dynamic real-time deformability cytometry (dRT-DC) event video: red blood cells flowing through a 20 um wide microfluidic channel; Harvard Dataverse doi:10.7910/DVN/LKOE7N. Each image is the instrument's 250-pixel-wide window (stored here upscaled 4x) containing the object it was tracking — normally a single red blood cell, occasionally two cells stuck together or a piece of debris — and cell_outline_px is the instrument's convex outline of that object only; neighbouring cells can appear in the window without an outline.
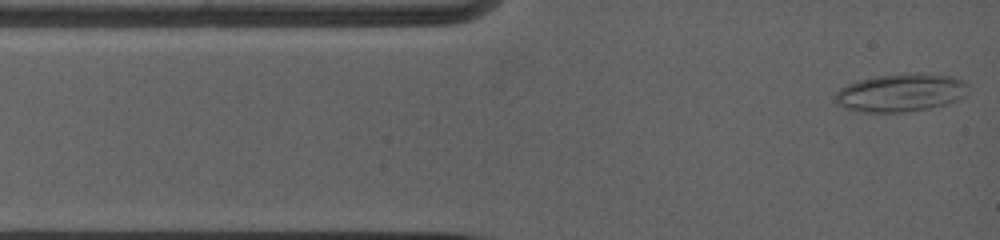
{"species": "common noctule bat (a hibernating species)", "species_latin": "Nyctalus noctula", "temperature_condition": "warm", "stored_images_in_passage": 4, "camera_frame_rate_fps": 5000, "um_per_image_px": 0.085, "animal": {"sex": "female", "body_mass_g": 19.0, "forearm_length_mm": 53.3}, "frame": {"image": 1, "passage_image": 1, "time_ms": 0.0, "image_size_px": [1000, 240], "cell_outline_px": [[968, 92], [964, 96], [944, 104], [928, 108], [904, 112], [864, 112], [848, 108], [840, 104], [832, 96], [840, 88], [848, 84], [860, 80], [876, 76], [948, 76], [964, 80], [968, 84]], "centroid_in_image_um": [76.54, 7.92], "position_along_channel_um": 8.5, "area_um2": 28.15}}